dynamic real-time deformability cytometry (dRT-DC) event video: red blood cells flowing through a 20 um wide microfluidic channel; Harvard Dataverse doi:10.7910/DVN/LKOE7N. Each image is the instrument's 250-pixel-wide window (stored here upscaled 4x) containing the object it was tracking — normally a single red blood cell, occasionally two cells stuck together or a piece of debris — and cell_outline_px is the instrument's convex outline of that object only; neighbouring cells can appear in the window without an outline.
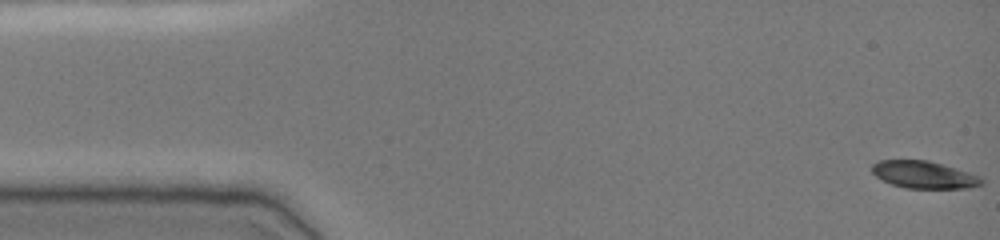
{"species": "common noctule bat (a hibernating species)", "species_latin": "Nyctalus noctula", "temperature_condition": "cold", "stored_images_in_passage": 50, "camera_frame_rate_fps": 3000, "um_per_image_px": 0.085, "animal": {"sex": "female", "body_mass_g": 19.0, "forearm_length_mm": 51.5}, "frame": {"image": 1, "passage_image": 1, "time_ms": 0.0, "image_size_px": [1000, 240], "cell_outline_px": [[984, 184], [968, 188], [904, 188], [892, 184], [876, 176], [872, 172], [872, 164], [880, 160], [928, 160], [968, 172], [980, 176], [984, 180]], "centroid_in_image_um": [78.55, 14.85], "position_along_channel_um": 6.4, "area_um2": 17.34}}
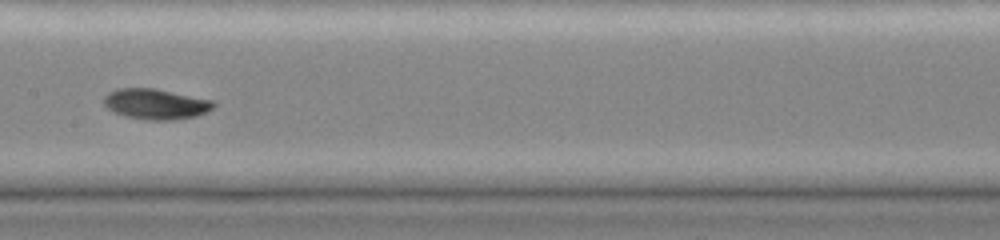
{"frame": {"image": 2, "passage_image": 25, "time_ms": 8.0, "image_size_px": [1000, 240], "cell_outline_px": [[216, 104], [212, 108], [196, 116], [172, 120], [144, 120], [124, 116], [112, 112], [104, 104], [104, 96], [108, 92], [116, 88], [152, 88], [212, 100]], "centroid_in_image_um": [13.18, 8.85], "position_along_channel_um": 194.2, "area_um2": 19.42}}
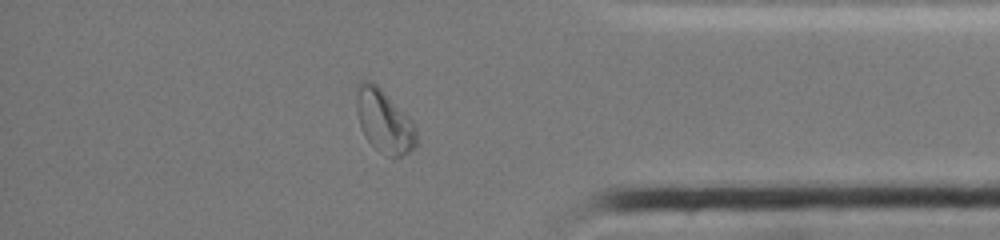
{"frame": {"image": 3, "passage_image": 42, "time_ms": 13.667, "image_size_px": [1000, 240], "cell_outline_px": [[416, 144], [408, 152], [400, 156], [384, 156], [364, 136], [360, 124], [356, 108], [356, 84], [360, 80], [368, 80], [376, 84], [412, 120], [416, 128]], "centroid_in_image_um": [32.62, 10.27], "position_along_channel_um": 402.6, "area_um2": 21.85}}